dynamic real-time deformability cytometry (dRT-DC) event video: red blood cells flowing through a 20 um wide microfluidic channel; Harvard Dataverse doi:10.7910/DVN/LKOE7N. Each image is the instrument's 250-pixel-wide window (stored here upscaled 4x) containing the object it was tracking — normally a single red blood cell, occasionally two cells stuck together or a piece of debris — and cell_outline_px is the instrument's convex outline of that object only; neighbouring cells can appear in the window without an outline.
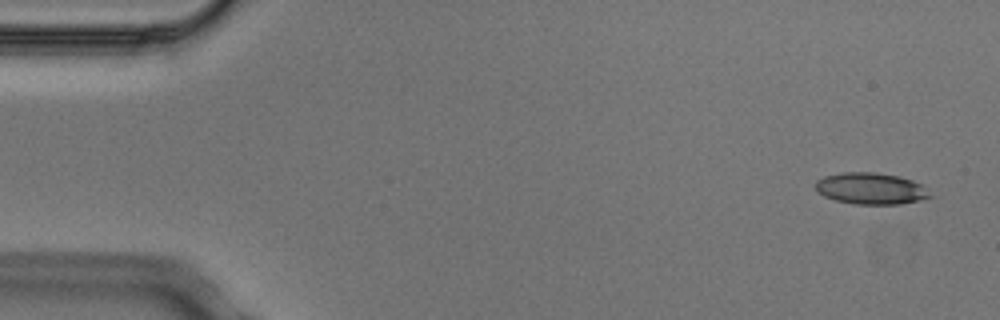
{"species": "Egyptian fruit bat (a non-hibernating species)", "species_latin": "Rousettus aegyptiacus", "temperature_condition": "cold", "stored_images_in_passage": 4, "camera_frame_rate_fps": 3000, "um_per_image_px": 0.085, "animal": {"sex": "male"}, "frame": {"image": 1, "passage_image": 1, "time_ms": 0.0, "image_size_px": [1000, 320], "cell_outline_px": [[936, 196], [920, 200], [900, 204], [856, 204], [836, 200], [824, 196], [816, 192], [816, 180], [824, 176], [844, 172], [872, 172], [900, 176], [924, 184]], "centroid_in_image_um": [74.09, 16.02], "position_along_channel_um": 10.9, "area_um2": 21.39}}
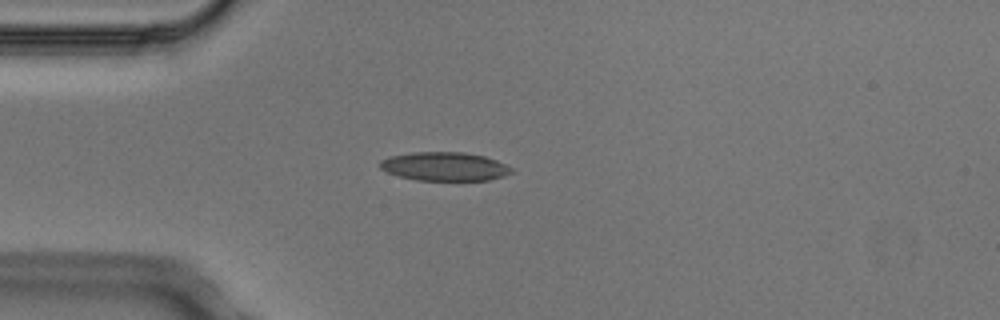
{"frame": {"image": 2, "passage_image": 4, "time_ms": 1.0, "image_size_px": [1000, 320], "cell_outline_px": [[512, 172], [504, 176], [488, 180], [416, 180], [400, 176], [388, 172], [380, 168], [380, 160], [388, 156], [412, 152], [464, 152], [484, 156], [496, 160], [512, 168]], "centroid_in_image_um": [37.77, 14.14], "position_along_channel_um": 47.2, "area_um2": 21.91}}